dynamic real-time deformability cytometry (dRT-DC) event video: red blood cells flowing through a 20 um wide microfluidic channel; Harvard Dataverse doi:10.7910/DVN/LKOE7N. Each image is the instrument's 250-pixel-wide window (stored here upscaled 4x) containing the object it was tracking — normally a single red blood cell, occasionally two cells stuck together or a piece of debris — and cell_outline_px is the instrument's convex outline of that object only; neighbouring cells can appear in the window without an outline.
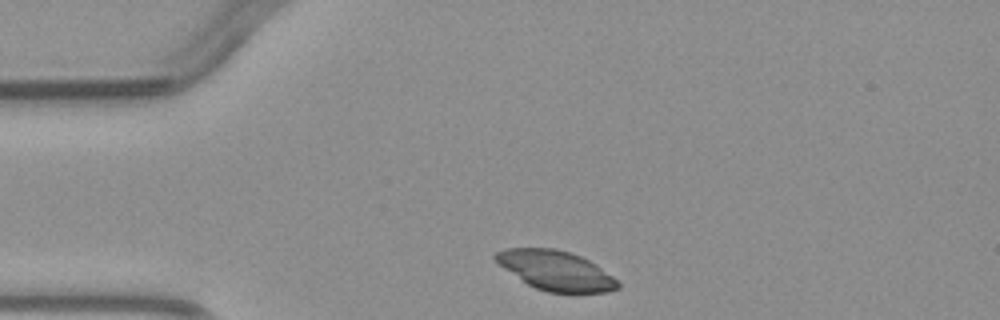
{"species": "common noctule bat (a hibernating species)", "species_latin": "Nyctalus noctula", "temperature_condition": "warm", "stored_images_in_passage": 3, "camera_frame_rate_fps": 3000, "um_per_image_px": 0.085, "animal": {"sex": "male", "body_mass_g": 23.1, "forearm_length_mm": 52.7}, "frame": {"image": 1, "passage_image": 1, "time_ms": 0.0, "image_size_px": [1000, 320], "cell_outline_px": [[620, 288], [608, 292], [548, 292], [536, 288], [528, 284], [504, 268], [492, 256], [496, 252], [504, 248], [556, 248], [572, 252], [596, 264], [612, 276], [620, 284]], "centroid_in_image_um": [47.25, 22.98], "position_along_channel_um": 37.8, "area_um2": 27.98}}